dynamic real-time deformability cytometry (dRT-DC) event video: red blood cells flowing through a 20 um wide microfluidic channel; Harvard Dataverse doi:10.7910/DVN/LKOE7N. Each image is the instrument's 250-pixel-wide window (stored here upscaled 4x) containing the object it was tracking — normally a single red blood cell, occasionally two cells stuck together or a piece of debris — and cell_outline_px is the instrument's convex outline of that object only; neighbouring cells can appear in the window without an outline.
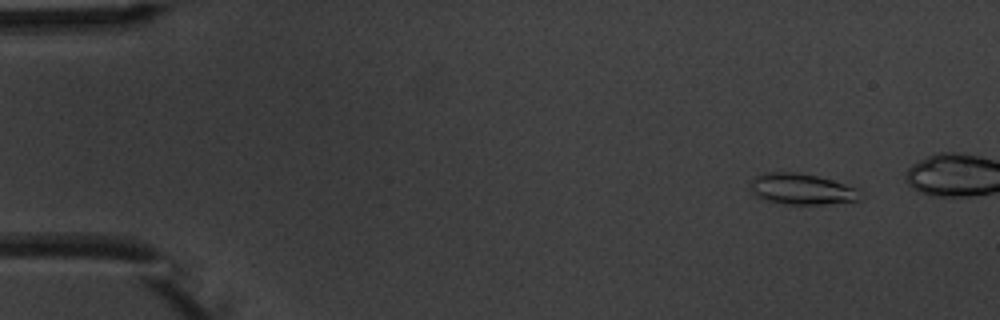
{"species": "common noctule bat (a hibernating species)", "species_latin": "Nyctalus noctula", "temperature_condition": "warm", "stored_images_in_passage": 6, "camera_frame_rate_fps": 3000, "um_per_image_px": 0.085, "animal": {"sex": "male", "body_mass_g": 20.1, "forearm_length_mm": 53.5}, "frame": {"image": 1, "passage_image": 2, "time_ms": 1.0, "image_size_px": [1000, 320], "cell_outline_px": [[864, 196], [860, 200], [824, 204], [780, 204], [764, 200], [756, 196], [752, 192], [748, 184], [756, 176], [764, 172], [800, 172], [832, 180], [860, 188]], "centroid_in_image_um": [68.16, 16.07], "position_along_channel_um": 16.8, "area_um2": 20.29}}